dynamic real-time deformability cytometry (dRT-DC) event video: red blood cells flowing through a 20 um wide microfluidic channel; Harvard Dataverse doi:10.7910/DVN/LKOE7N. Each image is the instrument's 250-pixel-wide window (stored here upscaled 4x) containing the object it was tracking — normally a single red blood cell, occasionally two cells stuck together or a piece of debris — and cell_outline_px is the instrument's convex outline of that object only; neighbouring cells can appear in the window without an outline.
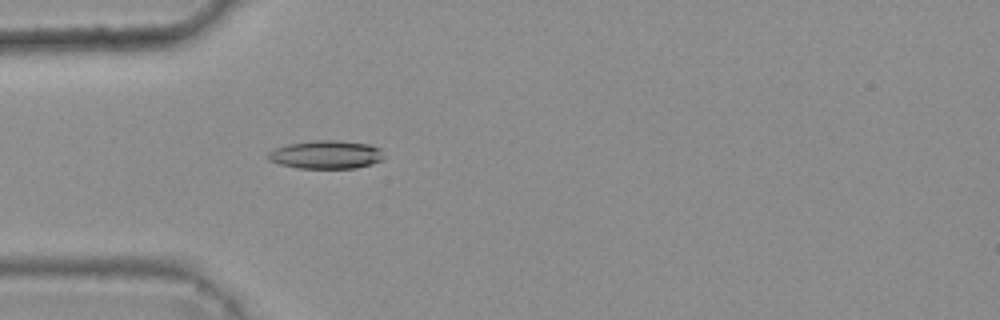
{"species": "common noctule bat (a hibernating species)", "species_latin": "Nyctalus noctula", "temperature_condition": "warm", "stored_images_in_passage": 5, "camera_frame_rate_fps": 3000, "um_per_image_px": 0.085, "animal": {"sex": "female", "body_mass_g": 25.1}, "frame": {"image": 1, "passage_image": 5, "time_ms": 1.333, "image_size_px": [1000, 320], "cell_outline_px": [[384, 156], [380, 160], [372, 164], [356, 168], [296, 168], [280, 164], [268, 160], [268, 152], [276, 148], [288, 144], [312, 140], [336, 140], [368, 144], [380, 148]], "centroid_in_image_um": [27.71, 13.14], "position_along_channel_um": 57.3, "area_um2": 19.07}}